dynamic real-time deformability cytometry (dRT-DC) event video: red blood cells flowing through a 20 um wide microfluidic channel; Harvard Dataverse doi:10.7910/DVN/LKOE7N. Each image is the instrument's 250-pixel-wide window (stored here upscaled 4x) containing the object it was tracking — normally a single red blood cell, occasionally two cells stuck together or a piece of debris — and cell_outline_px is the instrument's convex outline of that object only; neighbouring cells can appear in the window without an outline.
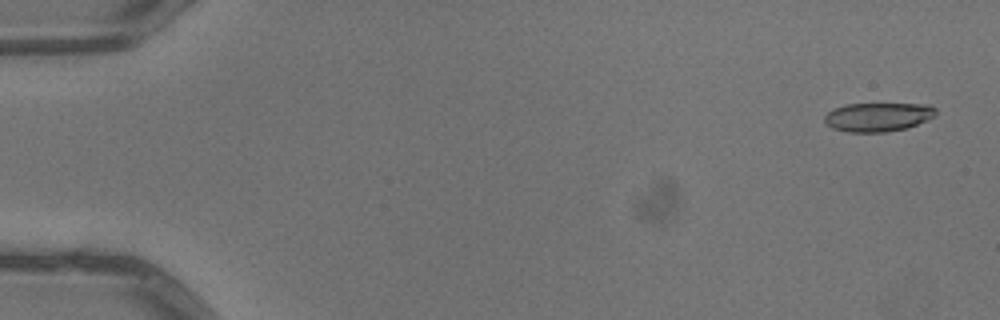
{"species": "common noctule bat (a hibernating species)", "species_latin": "Nyctalus noctula", "temperature_condition": "warm", "stored_images_in_passage": 5, "camera_frame_rate_fps": 3000, "um_per_image_px": 0.085, "animal": {"sex": "male", "body_mass_g": 13.3}, "frame": {"image": 1, "passage_image": 1, "time_ms": 0.0, "image_size_px": [1000, 320], "cell_outline_px": [[936, 116], [928, 120], [904, 128], [884, 132], [848, 132], [832, 128], [824, 120], [824, 116], [828, 112], [836, 108], [848, 104], [928, 104], [936, 108]], "centroid_in_image_um": [74.65, 9.94], "position_along_channel_um": 10.3, "area_um2": 18.55}}